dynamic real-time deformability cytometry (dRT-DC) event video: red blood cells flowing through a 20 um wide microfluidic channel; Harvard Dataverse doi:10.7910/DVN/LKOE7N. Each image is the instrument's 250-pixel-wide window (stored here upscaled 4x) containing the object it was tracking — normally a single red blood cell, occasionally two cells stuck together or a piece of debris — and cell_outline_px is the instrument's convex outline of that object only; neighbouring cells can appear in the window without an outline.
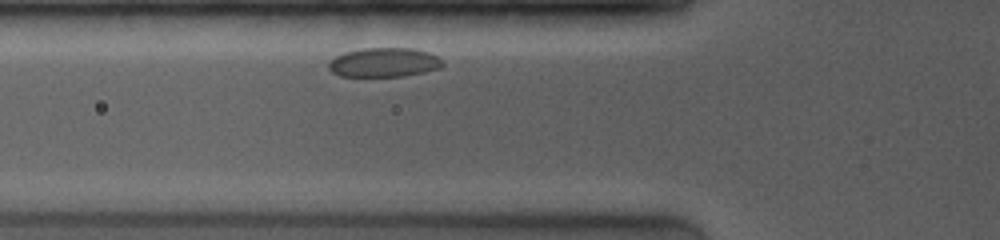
{"species": "common noctule bat (a hibernating species)", "species_latin": "Nyctalus noctula", "temperature_condition": "room temperature", "stored_images_in_passage": 4, "camera_frame_rate_fps": 4000, "um_per_image_px": 0.085, "animal": {"sex": "female", "body_mass_g": 19.0, "forearm_length_mm": 53.3}, "frame": {"image": 1, "passage_image": 2, "time_ms": 0.75, "image_size_px": [1000, 240], "cell_outline_px": [[444, 64], [440, 68], [424, 72], [404, 76], [340, 76], [332, 72], [328, 68], [328, 64], [336, 56], [344, 52], [364, 48], [412, 48], [428, 52], [444, 60]], "centroid_in_image_um": [32.66, 5.3], "position_along_channel_um": 93.1, "area_um2": 19.42}}
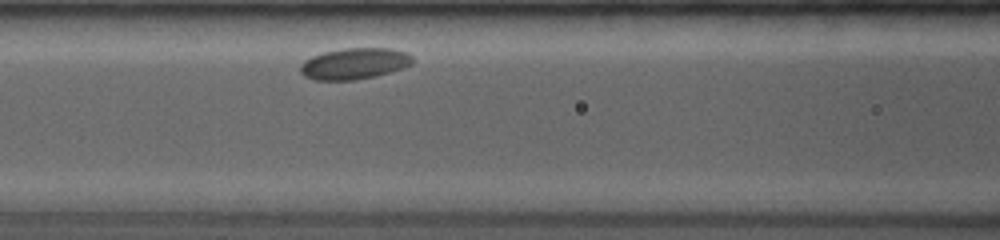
{"frame": {"image": 2, "passage_image": 4, "time_ms": 2.0, "image_size_px": [1000, 240], "cell_outline_px": [[412, 64], [376, 76], [356, 80], [316, 80], [304, 76], [300, 72], [300, 64], [304, 60], [312, 56], [324, 52], [340, 48], [392, 48], [408, 52], [412, 56]], "centroid_in_image_um": [30.1, 5.4], "position_along_channel_um": 136.5, "area_um2": 20.52}}